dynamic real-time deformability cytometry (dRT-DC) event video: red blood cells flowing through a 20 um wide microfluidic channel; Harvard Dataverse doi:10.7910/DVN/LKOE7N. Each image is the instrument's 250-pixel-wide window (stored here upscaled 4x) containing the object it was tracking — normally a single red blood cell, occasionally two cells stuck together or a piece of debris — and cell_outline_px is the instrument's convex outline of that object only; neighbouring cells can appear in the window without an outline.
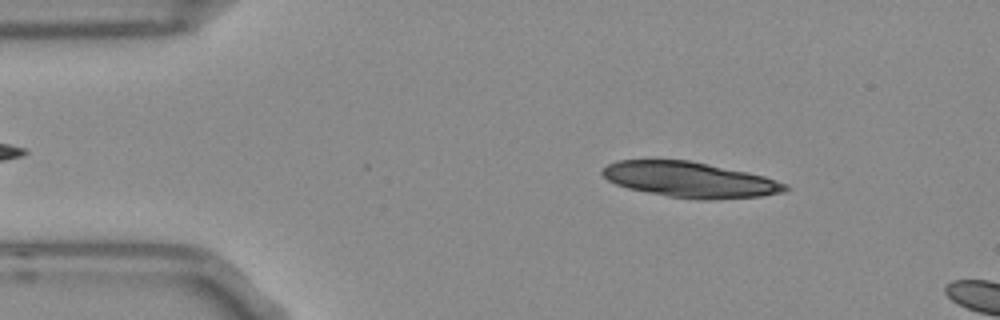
{"species": "Egyptian fruit bat (a non-hibernating species)", "species_latin": "Rousettus aegyptiacus", "temperature_condition": "room temperature", "stored_images_in_passage": 11, "camera_frame_rate_fps": 3000, "um_per_image_px": 0.085, "frame": {"image": 1, "passage_image": 7, "time_ms": 2.0, "image_size_px": [1000, 320], "cell_outline_px": [[792, 188], [784, 192], [764, 196], [712, 200], [700, 200], [668, 196], [628, 188], [616, 184], [608, 180], [600, 172], [608, 164], [616, 160], [688, 160], [748, 172], [764, 176], [788, 184]], "centroid_in_image_um": [58.7, 15.28], "position_along_channel_um": 26.3, "area_um2": 37.86}}